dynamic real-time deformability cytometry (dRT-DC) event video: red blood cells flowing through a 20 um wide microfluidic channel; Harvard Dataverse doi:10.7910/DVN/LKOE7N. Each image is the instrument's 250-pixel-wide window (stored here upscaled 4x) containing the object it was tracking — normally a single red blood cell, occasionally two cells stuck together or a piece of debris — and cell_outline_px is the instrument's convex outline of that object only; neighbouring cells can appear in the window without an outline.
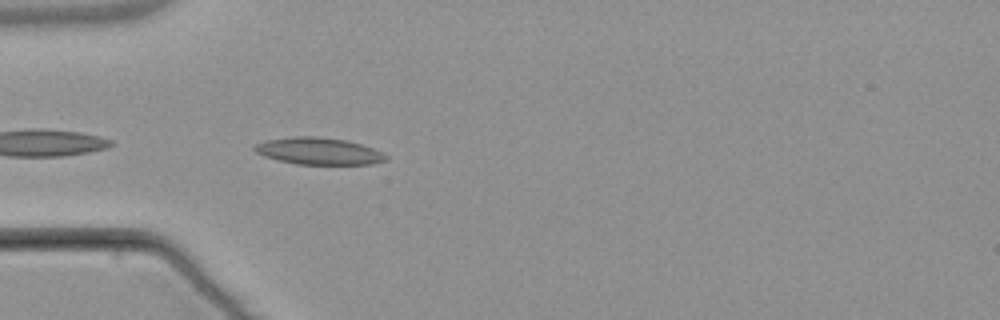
{"species": "common noctule bat (a hibernating species)", "species_latin": "Nyctalus noctula", "temperature_condition": "warm", "stored_images_in_passage": 9, "camera_frame_rate_fps": 3000, "um_per_image_px": 0.085, "animal": {"sex": "male", "body_mass_g": 21.5, "forearm_length_mm": 52.0}, "frame": {"image": 1, "passage_image": 2, "time_ms": 0.333, "image_size_px": [1000, 320], "cell_outline_px": [[388, 160], [372, 164], [296, 164], [276, 160], [264, 156], [256, 152], [252, 148], [256, 144], [268, 140], [292, 136], [316, 136], [348, 140], [372, 148], [388, 156]], "centroid_in_image_um": [27.08, 12.84], "position_along_channel_um": 57.9, "area_um2": 20.63}}
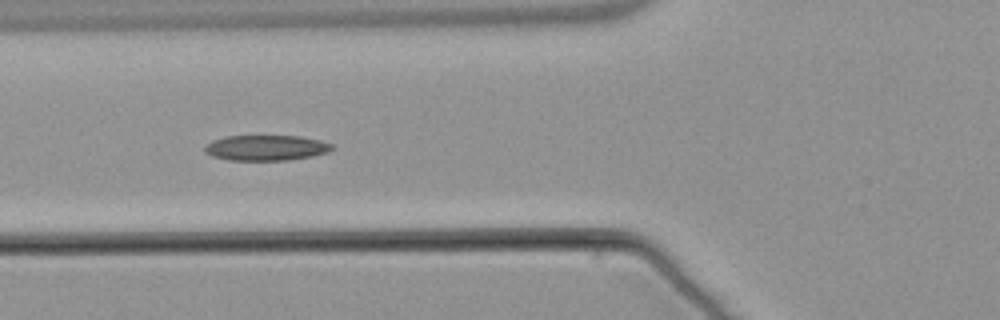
{"frame": {"image": 2, "passage_image": 6, "time_ms": 1.667, "image_size_px": [1000, 320], "cell_outline_px": [[332, 148], [328, 152], [312, 156], [288, 160], [228, 160], [212, 156], [204, 152], [204, 148], [212, 140], [228, 136], [300, 136], [320, 140], [332, 144]], "centroid_in_image_um": [22.61, 12.56], "position_along_channel_um": 103.2, "area_um2": 18.79}}